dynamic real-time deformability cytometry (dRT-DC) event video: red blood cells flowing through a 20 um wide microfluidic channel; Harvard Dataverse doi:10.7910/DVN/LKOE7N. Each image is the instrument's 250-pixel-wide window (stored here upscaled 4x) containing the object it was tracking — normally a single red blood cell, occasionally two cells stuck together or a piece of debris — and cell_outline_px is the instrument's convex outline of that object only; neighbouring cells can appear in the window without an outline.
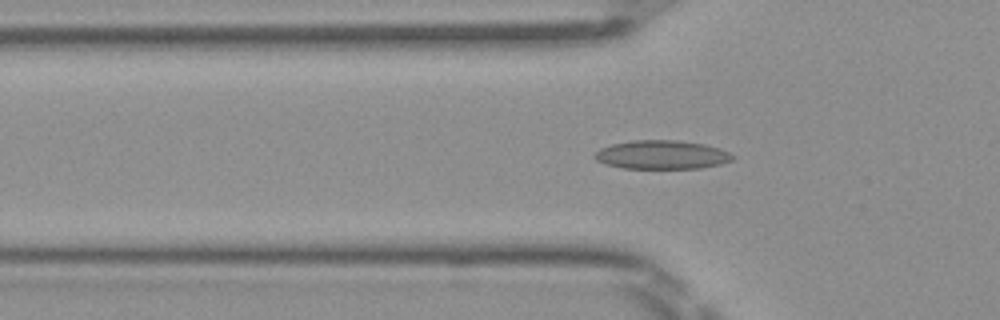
{"species": "Egyptian fruit bat (a non-hibernating species)", "species_latin": "Rousettus aegyptiacus", "temperature_condition": "room temperature", "stored_images_in_passage": 48, "camera_frame_rate_fps": 3000, "um_per_image_px": 0.085, "frame": {"image": 1, "passage_image": 13, "time_ms": 4.0, "image_size_px": [1000, 320], "cell_outline_px": [[736, 156], [732, 160], [720, 164], [700, 168], [624, 168], [604, 164], [596, 160], [592, 156], [600, 148], [612, 144], [632, 140], [676, 140], [704, 144], [720, 148]], "centroid_in_image_um": [56.24, 13.15], "position_along_channel_um": 69.6, "area_um2": 23.12}}
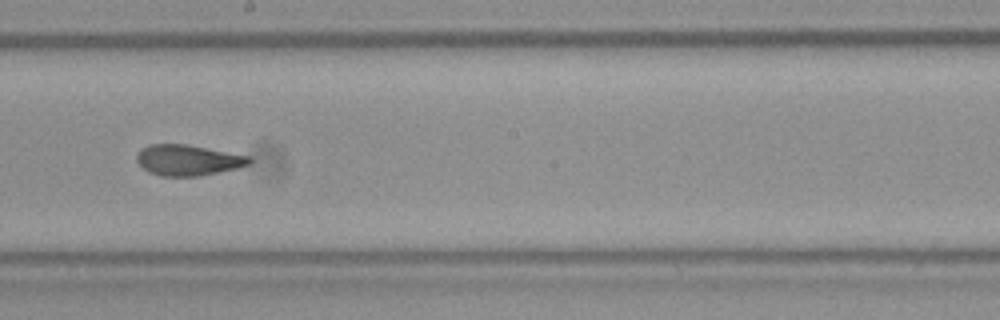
{"frame": {"image": 2, "passage_image": 25, "time_ms": 8.0, "image_size_px": [1000, 320], "cell_outline_px": [[252, 160], [248, 164], [236, 168], [200, 176], [160, 176], [148, 172], [136, 160], [136, 156], [140, 148], [148, 144], [184, 144], [252, 156]], "centroid_in_image_um": [15.95, 13.61], "position_along_channel_um": 232.2, "area_um2": 20.17}}
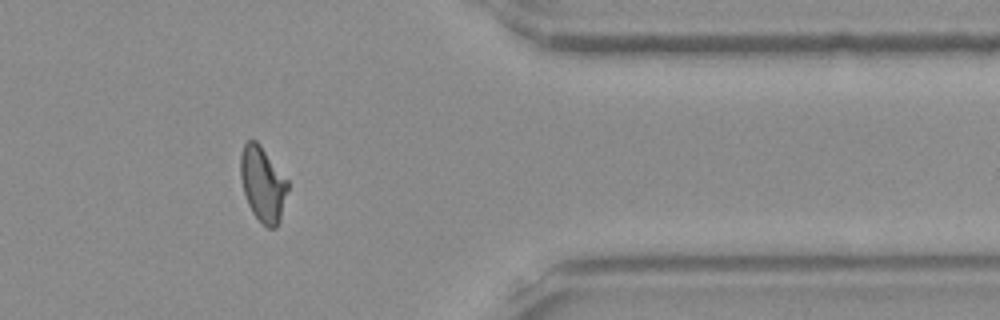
{"frame": {"image": 3, "passage_image": 38, "time_ms": 12.333, "image_size_px": [1000, 320], "cell_outline_px": [[288, 188], [280, 220], [276, 228], [268, 228], [252, 212], [248, 204], [244, 192], [240, 176], [240, 156], [244, 144], [248, 140], [256, 140], [260, 144], [288, 180]], "centroid_in_image_um": [22.33, 15.63], "position_along_channel_um": 389.1, "area_um2": 20.52}, "authors_computed_cell_mechanics": {"area_um2": 20.5479, "velocity_mm_per_s": 4.0409, "shape_relaxation_time_tau1_ms": null, "shape_relaxation_time_tau2_ms": 1.599, "deformation_change_tau1": null, "deformation_change_tau2": 0.0785}}